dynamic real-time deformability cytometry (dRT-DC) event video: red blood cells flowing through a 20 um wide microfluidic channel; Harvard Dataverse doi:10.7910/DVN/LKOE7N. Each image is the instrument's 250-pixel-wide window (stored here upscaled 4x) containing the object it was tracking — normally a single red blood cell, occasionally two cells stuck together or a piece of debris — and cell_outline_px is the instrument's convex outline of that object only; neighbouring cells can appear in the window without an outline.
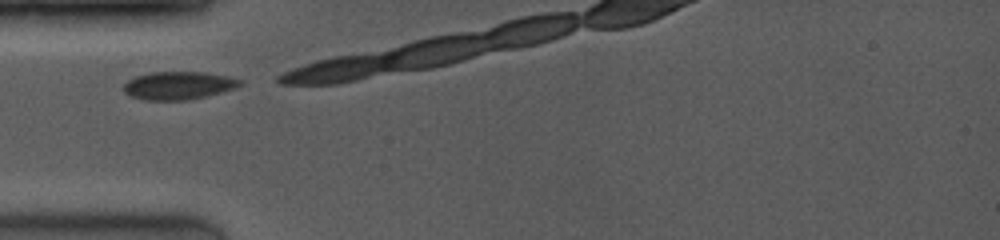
{"species": "common noctule bat (a hibernating species)", "species_latin": "Nyctalus noctula", "temperature_condition": "room temperature", "stored_images_in_passage": 21, "camera_frame_rate_fps": 4000, "um_per_image_px": 0.085, "animal": {"sex": "female", "body_mass_g": 19.0, "forearm_length_mm": 53.3}, "frame": {"image": 1, "passage_image": 1, "time_ms": 0.0, "image_size_px": [1000, 240], "cell_outline_px": [[244, 84], [236, 88], [188, 100], [144, 100], [132, 96], [124, 92], [124, 84], [128, 80], [136, 76], [152, 72], [204, 72], [224, 76], [240, 80]], "centroid_in_image_um": [15.15, 7.27], "position_along_channel_um": 69.9, "area_um2": 18.73}}